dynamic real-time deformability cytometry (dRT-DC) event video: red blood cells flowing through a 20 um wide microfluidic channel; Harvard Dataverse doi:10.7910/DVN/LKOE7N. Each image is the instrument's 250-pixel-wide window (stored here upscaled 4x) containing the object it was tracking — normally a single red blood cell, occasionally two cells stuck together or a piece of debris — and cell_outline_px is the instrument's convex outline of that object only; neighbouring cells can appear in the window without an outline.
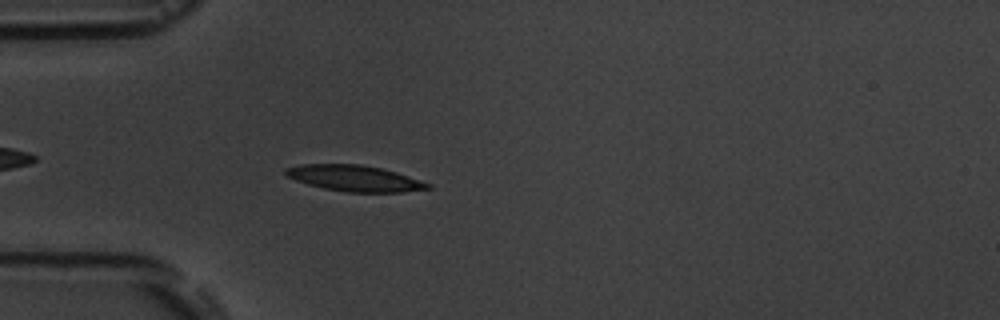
{"species": "common noctule bat (a hibernating species)", "species_latin": "Nyctalus noctula", "temperature_condition": "room temperature", "stored_images_in_passage": 4, "camera_frame_rate_fps": 3000, "um_per_image_px": 0.085, "animal": {"sex": "male", "body_mass_g": 19.5, "forearm_length_mm": 54.6}, "frame": {"image": 1, "passage_image": 4, "time_ms": 4.333, "image_size_px": [1000, 320], "cell_outline_px": [[432, 188], [404, 192], [344, 192], [324, 188], [308, 184], [284, 176], [284, 168], [300, 164], [360, 164], [380, 168], [396, 172], [432, 184]], "centroid_in_image_um": [30.12, 15.15], "position_along_channel_um": 54.9, "area_um2": 21.62}}